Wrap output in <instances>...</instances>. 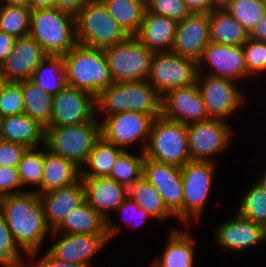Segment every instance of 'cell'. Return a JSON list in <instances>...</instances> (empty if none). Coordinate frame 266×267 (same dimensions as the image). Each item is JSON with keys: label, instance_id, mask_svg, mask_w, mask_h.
<instances>
[{"label": "cell", "instance_id": "obj_1", "mask_svg": "<svg viewBox=\"0 0 266 267\" xmlns=\"http://www.w3.org/2000/svg\"><path fill=\"white\" fill-rule=\"evenodd\" d=\"M0 208L13 238L24 256L40 251L52 231L49 229L41 196L34 190L0 197Z\"/></svg>", "mask_w": 266, "mask_h": 267}, {"label": "cell", "instance_id": "obj_2", "mask_svg": "<svg viewBox=\"0 0 266 267\" xmlns=\"http://www.w3.org/2000/svg\"><path fill=\"white\" fill-rule=\"evenodd\" d=\"M127 111L160 117L162 95L147 80H142L114 82L96 96V112H104V117Z\"/></svg>", "mask_w": 266, "mask_h": 267}, {"label": "cell", "instance_id": "obj_3", "mask_svg": "<svg viewBox=\"0 0 266 267\" xmlns=\"http://www.w3.org/2000/svg\"><path fill=\"white\" fill-rule=\"evenodd\" d=\"M62 57L66 85L82 89L96 97L114 83L103 49L76 44Z\"/></svg>", "mask_w": 266, "mask_h": 267}, {"label": "cell", "instance_id": "obj_4", "mask_svg": "<svg viewBox=\"0 0 266 267\" xmlns=\"http://www.w3.org/2000/svg\"><path fill=\"white\" fill-rule=\"evenodd\" d=\"M28 35L47 55L63 56L77 44L75 15L55 6L32 10Z\"/></svg>", "mask_w": 266, "mask_h": 267}, {"label": "cell", "instance_id": "obj_5", "mask_svg": "<svg viewBox=\"0 0 266 267\" xmlns=\"http://www.w3.org/2000/svg\"><path fill=\"white\" fill-rule=\"evenodd\" d=\"M77 44L104 49L130 36L108 12L101 0H89L75 14Z\"/></svg>", "mask_w": 266, "mask_h": 267}, {"label": "cell", "instance_id": "obj_6", "mask_svg": "<svg viewBox=\"0 0 266 267\" xmlns=\"http://www.w3.org/2000/svg\"><path fill=\"white\" fill-rule=\"evenodd\" d=\"M100 137L99 120L73 126L46 127L45 147L81 168Z\"/></svg>", "mask_w": 266, "mask_h": 267}, {"label": "cell", "instance_id": "obj_7", "mask_svg": "<svg viewBox=\"0 0 266 267\" xmlns=\"http://www.w3.org/2000/svg\"><path fill=\"white\" fill-rule=\"evenodd\" d=\"M144 153L151 160L183 167L191 161L186 124L155 118Z\"/></svg>", "mask_w": 266, "mask_h": 267}, {"label": "cell", "instance_id": "obj_8", "mask_svg": "<svg viewBox=\"0 0 266 267\" xmlns=\"http://www.w3.org/2000/svg\"><path fill=\"white\" fill-rule=\"evenodd\" d=\"M103 51L114 82L147 80L153 52L135 36Z\"/></svg>", "mask_w": 266, "mask_h": 267}, {"label": "cell", "instance_id": "obj_9", "mask_svg": "<svg viewBox=\"0 0 266 267\" xmlns=\"http://www.w3.org/2000/svg\"><path fill=\"white\" fill-rule=\"evenodd\" d=\"M215 162L189 161L181 167L183 183V224L198 221L210 195L215 177Z\"/></svg>", "mask_w": 266, "mask_h": 267}, {"label": "cell", "instance_id": "obj_10", "mask_svg": "<svg viewBox=\"0 0 266 267\" xmlns=\"http://www.w3.org/2000/svg\"><path fill=\"white\" fill-rule=\"evenodd\" d=\"M198 64L191 58L169 52L152 55L147 81L163 96L167 91L197 81Z\"/></svg>", "mask_w": 266, "mask_h": 267}, {"label": "cell", "instance_id": "obj_11", "mask_svg": "<svg viewBox=\"0 0 266 267\" xmlns=\"http://www.w3.org/2000/svg\"><path fill=\"white\" fill-rule=\"evenodd\" d=\"M196 83L211 119L226 121L246 103L245 93L238 88L236 81L198 73Z\"/></svg>", "mask_w": 266, "mask_h": 267}, {"label": "cell", "instance_id": "obj_12", "mask_svg": "<svg viewBox=\"0 0 266 267\" xmlns=\"http://www.w3.org/2000/svg\"><path fill=\"white\" fill-rule=\"evenodd\" d=\"M154 119L151 114L135 111L112 114L100 121L101 136L124 150L141 141L144 152Z\"/></svg>", "mask_w": 266, "mask_h": 267}, {"label": "cell", "instance_id": "obj_13", "mask_svg": "<svg viewBox=\"0 0 266 267\" xmlns=\"http://www.w3.org/2000/svg\"><path fill=\"white\" fill-rule=\"evenodd\" d=\"M221 119H208L188 124V147L191 161H213L212 156L229 146L233 130Z\"/></svg>", "mask_w": 266, "mask_h": 267}, {"label": "cell", "instance_id": "obj_14", "mask_svg": "<svg viewBox=\"0 0 266 267\" xmlns=\"http://www.w3.org/2000/svg\"><path fill=\"white\" fill-rule=\"evenodd\" d=\"M97 114L93 94L66 85L53 95L52 114L47 127L73 126L99 120Z\"/></svg>", "mask_w": 266, "mask_h": 267}, {"label": "cell", "instance_id": "obj_15", "mask_svg": "<svg viewBox=\"0 0 266 267\" xmlns=\"http://www.w3.org/2000/svg\"><path fill=\"white\" fill-rule=\"evenodd\" d=\"M81 180L85 189V201L107 220V236L110 241L121 231L120 225H115L109 213L116 211L124 202V185L108 176L81 177Z\"/></svg>", "mask_w": 266, "mask_h": 267}, {"label": "cell", "instance_id": "obj_16", "mask_svg": "<svg viewBox=\"0 0 266 267\" xmlns=\"http://www.w3.org/2000/svg\"><path fill=\"white\" fill-rule=\"evenodd\" d=\"M142 175L157 189L167 209L183 224L181 167L157 162L145 157Z\"/></svg>", "mask_w": 266, "mask_h": 267}, {"label": "cell", "instance_id": "obj_17", "mask_svg": "<svg viewBox=\"0 0 266 267\" xmlns=\"http://www.w3.org/2000/svg\"><path fill=\"white\" fill-rule=\"evenodd\" d=\"M198 73L215 77L243 81L251 75L245 67L244 52L242 46L222 45L209 42L203 50L201 58L197 61ZM205 64L210 66L208 72L204 69ZM204 70V71H203ZM206 72V73H204Z\"/></svg>", "mask_w": 266, "mask_h": 267}, {"label": "cell", "instance_id": "obj_18", "mask_svg": "<svg viewBox=\"0 0 266 267\" xmlns=\"http://www.w3.org/2000/svg\"><path fill=\"white\" fill-rule=\"evenodd\" d=\"M161 116L186 125L210 119L197 83L167 91L162 96Z\"/></svg>", "mask_w": 266, "mask_h": 267}, {"label": "cell", "instance_id": "obj_19", "mask_svg": "<svg viewBox=\"0 0 266 267\" xmlns=\"http://www.w3.org/2000/svg\"><path fill=\"white\" fill-rule=\"evenodd\" d=\"M47 54L31 36L17 38L8 57L0 63L5 82H20L31 79L34 70Z\"/></svg>", "mask_w": 266, "mask_h": 267}, {"label": "cell", "instance_id": "obj_20", "mask_svg": "<svg viewBox=\"0 0 266 267\" xmlns=\"http://www.w3.org/2000/svg\"><path fill=\"white\" fill-rule=\"evenodd\" d=\"M209 29V13H190L177 23L171 51L198 61L210 42Z\"/></svg>", "mask_w": 266, "mask_h": 267}, {"label": "cell", "instance_id": "obj_21", "mask_svg": "<svg viewBox=\"0 0 266 267\" xmlns=\"http://www.w3.org/2000/svg\"><path fill=\"white\" fill-rule=\"evenodd\" d=\"M109 243L107 234H68L54 242L48 252L56 259L93 267L91 259Z\"/></svg>", "mask_w": 266, "mask_h": 267}, {"label": "cell", "instance_id": "obj_22", "mask_svg": "<svg viewBox=\"0 0 266 267\" xmlns=\"http://www.w3.org/2000/svg\"><path fill=\"white\" fill-rule=\"evenodd\" d=\"M215 235L217 246L234 253L263 243L266 240V228L236 212L233 219L218 225Z\"/></svg>", "mask_w": 266, "mask_h": 267}, {"label": "cell", "instance_id": "obj_23", "mask_svg": "<svg viewBox=\"0 0 266 267\" xmlns=\"http://www.w3.org/2000/svg\"><path fill=\"white\" fill-rule=\"evenodd\" d=\"M40 196L47 225L54 231L71 210L85 201V189L80 179L70 186L53 189Z\"/></svg>", "mask_w": 266, "mask_h": 267}, {"label": "cell", "instance_id": "obj_24", "mask_svg": "<svg viewBox=\"0 0 266 267\" xmlns=\"http://www.w3.org/2000/svg\"><path fill=\"white\" fill-rule=\"evenodd\" d=\"M177 22L145 11L142 24L135 37L150 51L169 52L172 49Z\"/></svg>", "mask_w": 266, "mask_h": 267}, {"label": "cell", "instance_id": "obj_25", "mask_svg": "<svg viewBox=\"0 0 266 267\" xmlns=\"http://www.w3.org/2000/svg\"><path fill=\"white\" fill-rule=\"evenodd\" d=\"M46 127L25 113L2 118L4 141L22 144L29 149L45 146Z\"/></svg>", "mask_w": 266, "mask_h": 267}, {"label": "cell", "instance_id": "obj_26", "mask_svg": "<svg viewBox=\"0 0 266 267\" xmlns=\"http://www.w3.org/2000/svg\"><path fill=\"white\" fill-rule=\"evenodd\" d=\"M68 234H107V220L95 211L86 201L71 210L63 222L50 233L54 238Z\"/></svg>", "mask_w": 266, "mask_h": 267}, {"label": "cell", "instance_id": "obj_27", "mask_svg": "<svg viewBox=\"0 0 266 267\" xmlns=\"http://www.w3.org/2000/svg\"><path fill=\"white\" fill-rule=\"evenodd\" d=\"M169 233L164 252L151 264L154 267H195V244L188 231L173 228Z\"/></svg>", "mask_w": 266, "mask_h": 267}, {"label": "cell", "instance_id": "obj_28", "mask_svg": "<svg viewBox=\"0 0 266 267\" xmlns=\"http://www.w3.org/2000/svg\"><path fill=\"white\" fill-rule=\"evenodd\" d=\"M80 179V167L74 162L50 152L44 146L41 194L53 189L70 186Z\"/></svg>", "mask_w": 266, "mask_h": 267}, {"label": "cell", "instance_id": "obj_29", "mask_svg": "<svg viewBox=\"0 0 266 267\" xmlns=\"http://www.w3.org/2000/svg\"><path fill=\"white\" fill-rule=\"evenodd\" d=\"M125 199H132L139 208L147 211L151 218L165 222L173 214L165 206L157 189L142 175L137 180L124 185Z\"/></svg>", "mask_w": 266, "mask_h": 267}, {"label": "cell", "instance_id": "obj_30", "mask_svg": "<svg viewBox=\"0 0 266 267\" xmlns=\"http://www.w3.org/2000/svg\"><path fill=\"white\" fill-rule=\"evenodd\" d=\"M209 21L213 43L242 46L249 38V32L225 8H214L209 13Z\"/></svg>", "mask_w": 266, "mask_h": 267}, {"label": "cell", "instance_id": "obj_31", "mask_svg": "<svg viewBox=\"0 0 266 267\" xmlns=\"http://www.w3.org/2000/svg\"><path fill=\"white\" fill-rule=\"evenodd\" d=\"M123 151V148L106 141L101 136L81 166L80 177L109 176L116 159Z\"/></svg>", "mask_w": 266, "mask_h": 267}, {"label": "cell", "instance_id": "obj_32", "mask_svg": "<svg viewBox=\"0 0 266 267\" xmlns=\"http://www.w3.org/2000/svg\"><path fill=\"white\" fill-rule=\"evenodd\" d=\"M108 12L129 36H135L146 11L143 0H101Z\"/></svg>", "mask_w": 266, "mask_h": 267}, {"label": "cell", "instance_id": "obj_33", "mask_svg": "<svg viewBox=\"0 0 266 267\" xmlns=\"http://www.w3.org/2000/svg\"><path fill=\"white\" fill-rule=\"evenodd\" d=\"M30 80L44 92L52 96L58 94L66 86L63 57L47 55L34 70Z\"/></svg>", "mask_w": 266, "mask_h": 267}, {"label": "cell", "instance_id": "obj_34", "mask_svg": "<svg viewBox=\"0 0 266 267\" xmlns=\"http://www.w3.org/2000/svg\"><path fill=\"white\" fill-rule=\"evenodd\" d=\"M21 88L24 113L47 127L52 114L53 96L44 92L30 79L21 81Z\"/></svg>", "mask_w": 266, "mask_h": 267}, {"label": "cell", "instance_id": "obj_35", "mask_svg": "<svg viewBox=\"0 0 266 267\" xmlns=\"http://www.w3.org/2000/svg\"><path fill=\"white\" fill-rule=\"evenodd\" d=\"M31 13L30 7L0 4V31L16 39L27 36Z\"/></svg>", "mask_w": 266, "mask_h": 267}, {"label": "cell", "instance_id": "obj_36", "mask_svg": "<svg viewBox=\"0 0 266 267\" xmlns=\"http://www.w3.org/2000/svg\"><path fill=\"white\" fill-rule=\"evenodd\" d=\"M243 194L237 213L266 228V193L253 181Z\"/></svg>", "mask_w": 266, "mask_h": 267}, {"label": "cell", "instance_id": "obj_37", "mask_svg": "<svg viewBox=\"0 0 266 267\" xmlns=\"http://www.w3.org/2000/svg\"><path fill=\"white\" fill-rule=\"evenodd\" d=\"M17 168L22 187L30 185L33 189H35L34 186H37V190L34 191L41 194V181L44 168V149H28L23 155Z\"/></svg>", "mask_w": 266, "mask_h": 267}, {"label": "cell", "instance_id": "obj_38", "mask_svg": "<svg viewBox=\"0 0 266 267\" xmlns=\"http://www.w3.org/2000/svg\"><path fill=\"white\" fill-rule=\"evenodd\" d=\"M145 153L140 151V155L124 150L116 159L115 164L108 177L122 185L137 180L143 173V161Z\"/></svg>", "mask_w": 266, "mask_h": 267}, {"label": "cell", "instance_id": "obj_39", "mask_svg": "<svg viewBox=\"0 0 266 267\" xmlns=\"http://www.w3.org/2000/svg\"><path fill=\"white\" fill-rule=\"evenodd\" d=\"M249 33L266 12L260 0H234L224 7Z\"/></svg>", "mask_w": 266, "mask_h": 267}, {"label": "cell", "instance_id": "obj_40", "mask_svg": "<svg viewBox=\"0 0 266 267\" xmlns=\"http://www.w3.org/2000/svg\"><path fill=\"white\" fill-rule=\"evenodd\" d=\"M24 253L15 242L0 208V264L5 267H25ZM25 261V263H24Z\"/></svg>", "mask_w": 266, "mask_h": 267}, {"label": "cell", "instance_id": "obj_41", "mask_svg": "<svg viewBox=\"0 0 266 267\" xmlns=\"http://www.w3.org/2000/svg\"><path fill=\"white\" fill-rule=\"evenodd\" d=\"M24 113L23 91L20 82H5L0 90V117Z\"/></svg>", "mask_w": 266, "mask_h": 267}, {"label": "cell", "instance_id": "obj_42", "mask_svg": "<svg viewBox=\"0 0 266 267\" xmlns=\"http://www.w3.org/2000/svg\"><path fill=\"white\" fill-rule=\"evenodd\" d=\"M245 67L251 76L266 73V42L248 38L242 45Z\"/></svg>", "mask_w": 266, "mask_h": 267}, {"label": "cell", "instance_id": "obj_43", "mask_svg": "<svg viewBox=\"0 0 266 267\" xmlns=\"http://www.w3.org/2000/svg\"><path fill=\"white\" fill-rule=\"evenodd\" d=\"M146 9L153 14L170 18L177 23L191 13L184 0H148Z\"/></svg>", "mask_w": 266, "mask_h": 267}, {"label": "cell", "instance_id": "obj_44", "mask_svg": "<svg viewBox=\"0 0 266 267\" xmlns=\"http://www.w3.org/2000/svg\"><path fill=\"white\" fill-rule=\"evenodd\" d=\"M29 148L18 143L0 142V166L18 167L23 155Z\"/></svg>", "mask_w": 266, "mask_h": 267}, {"label": "cell", "instance_id": "obj_45", "mask_svg": "<svg viewBox=\"0 0 266 267\" xmlns=\"http://www.w3.org/2000/svg\"><path fill=\"white\" fill-rule=\"evenodd\" d=\"M21 188L18 168L0 166V197L25 192Z\"/></svg>", "mask_w": 266, "mask_h": 267}, {"label": "cell", "instance_id": "obj_46", "mask_svg": "<svg viewBox=\"0 0 266 267\" xmlns=\"http://www.w3.org/2000/svg\"><path fill=\"white\" fill-rule=\"evenodd\" d=\"M38 252L40 251L32 252L27 255L28 259L30 258L29 261H32H30V265H25V267H86L82 264L60 261L53 257L48 251L36 260Z\"/></svg>", "mask_w": 266, "mask_h": 267}, {"label": "cell", "instance_id": "obj_47", "mask_svg": "<svg viewBox=\"0 0 266 267\" xmlns=\"http://www.w3.org/2000/svg\"><path fill=\"white\" fill-rule=\"evenodd\" d=\"M116 212H118L119 214H123V217H124V214H127L128 216L130 215L131 221L134 222L131 224H133L134 226L136 225L139 226L141 224H144L146 222V219L148 217H151L147 211H145L143 208H139L138 204L134 202L132 199H125L124 202L116 209ZM132 218L134 219L132 220ZM124 220L126 221V219ZM138 220H139V223L137 222L135 224V221H138Z\"/></svg>", "mask_w": 266, "mask_h": 267}, {"label": "cell", "instance_id": "obj_48", "mask_svg": "<svg viewBox=\"0 0 266 267\" xmlns=\"http://www.w3.org/2000/svg\"><path fill=\"white\" fill-rule=\"evenodd\" d=\"M190 12L210 13L216 8L215 0H184Z\"/></svg>", "mask_w": 266, "mask_h": 267}, {"label": "cell", "instance_id": "obj_49", "mask_svg": "<svg viewBox=\"0 0 266 267\" xmlns=\"http://www.w3.org/2000/svg\"><path fill=\"white\" fill-rule=\"evenodd\" d=\"M16 38L0 31V63H2L11 53Z\"/></svg>", "mask_w": 266, "mask_h": 267}, {"label": "cell", "instance_id": "obj_50", "mask_svg": "<svg viewBox=\"0 0 266 267\" xmlns=\"http://www.w3.org/2000/svg\"><path fill=\"white\" fill-rule=\"evenodd\" d=\"M89 0H55V7L76 14Z\"/></svg>", "mask_w": 266, "mask_h": 267}, {"label": "cell", "instance_id": "obj_51", "mask_svg": "<svg viewBox=\"0 0 266 267\" xmlns=\"http://www.w3.org/2000/svg\"><path fill=\"white\" fill-rule=\"evenodd\" d=\"M249 37L253 40L266 42V12L262 15V18L251 30Z\"/></svg>", "mask_w": 266, "mask_h": 267}, {"label": "cell", "instance_id": "obj_52", "mask_svg": "<svg viewBox=\"0 0 266 267\" xmlns=\"http://www.w3.org/2000/svg\"><path fill=\"white\" fill-rule=\"evenodd\" d=\"M55 6V0H30L29 7L32 10L50 8Z\"/></svg>", "mask_w": 266, "mask_h": 267}, {"label": "cell", "instance_id": "obj_53", "mask_svg": "<svg viewBox=\"0 0 266 267\" xmlns=\"http://www.w3.org/2000/svg\"><path fill=\"white\" fill-rule=\"evenodd\" d=\"M30 0H0V4L29 7Z\"/></svg>", "mask_w": 266, "mask_h": 267}, {"label": "cell", "instance_id": "obj_54", "mask_svg": "<svg viewBox=\"0 0 266 267\" xmlns=\"http://www.w3.org/2000/svg\"><path fill=\"white\" fill-rule=\"evenodd\" d=\"M261 175L257 179H255L254 182L258 186H260L263 189V191L266 193V170Z\"/></svg>", "mask_w": 266, "mask_h": 267}, {"label": "cell", "instance_id": "obj_55", "mask_svg": "<svg viewBox=\"0 0 266 267\" xmlns=\"http://www.w3.org/2000/svg\"><path fill=\"white\" fill-rule=\"evenodd\" d=\"M232 1L234 0H215L216 8H224Z\"/></svg>", "mask_w": 266, "mask_h": 267}, {"label": "cell", "instance_id": "obj_56", "mask_svg": "<svg viewBox=\"0 0 266 267\" xmlns=\"http://www.w3.org/2000/svg\"><path fill=\"white\" fill-rule=\"evenodd\" d=\"M4 83H5V79H4V76L0 70V90H1Z\"/></svg>", "mask_w": 266, "mask_h": 267}, {"label": "cell", "instance_id": "obj_57", "mask_svg": "<svg viewBox=\"0 0 266 267\" xmlns=\"http://www.w3.org/2000/svg\"><path fill=\"white\" fill-rule=\"evenodd\" d=\"M3 141L2 137V118L0 117V142Z\"/></svg>", "mask_w": 266, "mask_h": 267}, {"label": "cell", "instance_id": "obj_58", "mask_svg": "<svg viewBox=\"0 0 266 267\" xmlns=\"http://www.w3.org/2000/svg\"><path fill=\"white\" fill-rule=\"evenodd\" d=\"M263 4H264V6L266 7V0H260Z\"/></svg>", "mask_w": 266, "mask_h": 267}]
</instances>
